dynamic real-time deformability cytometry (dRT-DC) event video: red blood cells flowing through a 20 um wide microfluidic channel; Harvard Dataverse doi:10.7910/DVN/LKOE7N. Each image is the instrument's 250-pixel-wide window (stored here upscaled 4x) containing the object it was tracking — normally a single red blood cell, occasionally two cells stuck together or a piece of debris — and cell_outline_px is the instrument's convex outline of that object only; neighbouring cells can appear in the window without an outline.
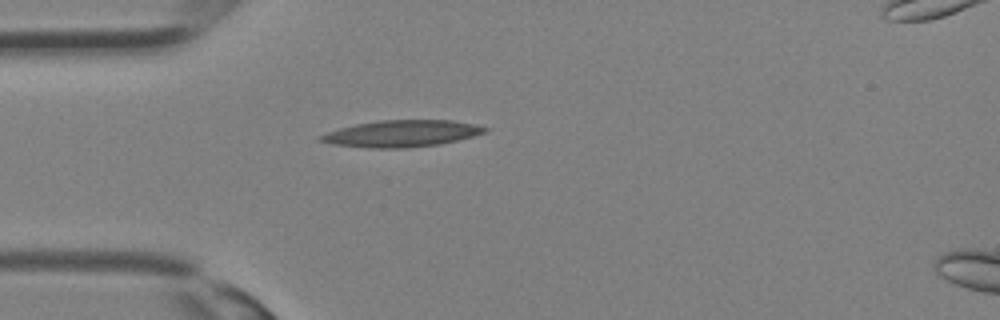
{"species": "Egyptian fruit bat (a non-hibernating species)", "species_latin": "Rousettus aegyptiacus", "temperature_condition": "room temperature", "stored_images_in_passage": 24, "camera_frame_rate_fps": 3000, "um_per_image_px": 0.085, "animal": {"sex": "female"}, "frame": {"image": 1, "passage_image": 1, "time_ms": 0.0, "image_size_px": [1000, 320], "cell_outline_px": [[488, 132], [440, 144], [408, 148], [368, 148], [332, 144], [316, 140], [316, 136], [340, 128], [356, 124], [380, 120], [452, 120], [476, 124], [488, 128]], "centroid_in_image_um": [34.12, 11.35], "position_along_channel_um": 50.9, "area_um2": 25.66}}
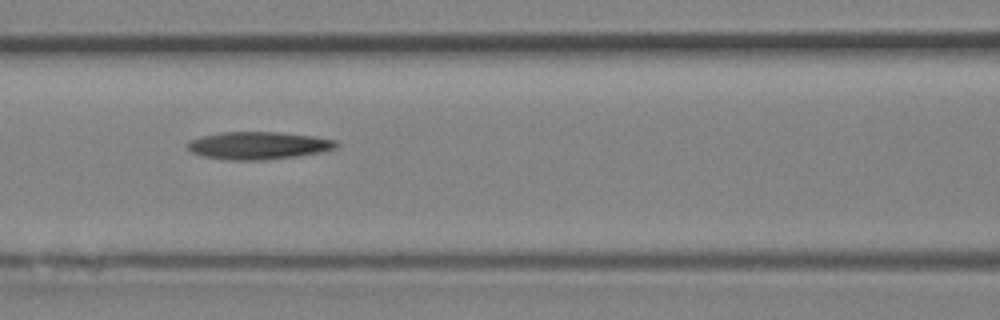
{"frame": {"image": 2, "passage_image": 6, "time_ms": 1.667, "image_size_px": [1000, 320], "cell_outline_px": [[340, 144], [336, 148], [320, 152], [296, 156], [264, 160], [228, 160], [204, 156], [192, 152], [188, 148], [188, 140], [200, 136], [220, 132], [280, 132], [316, 136], [336, 140]], "centroid_in_image_um": [21.98, 12.36], "position_along_channel_um": 144.6, "area_um2": 24.04}}
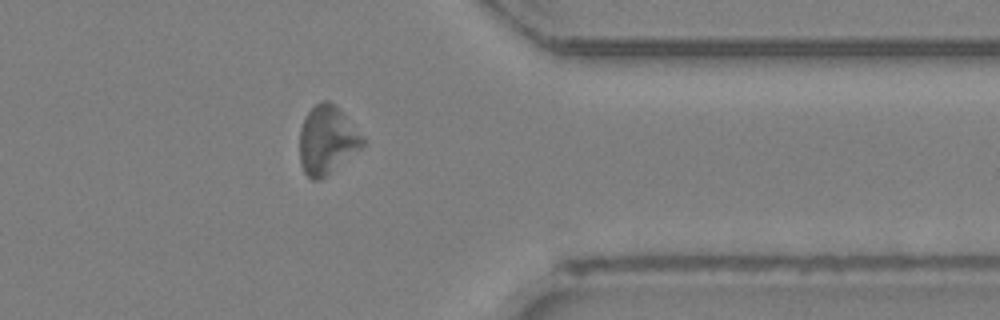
{"frame": {"image": 3, "passage_image": 18, "time_ms": 5.667, "image_size_px": [1000, 320], "cell_outline_px": [[364, 144], [360, 148], [320, 180], [312, 180], [304, 172], [300, 164], [300, 128], [308, 112], [320, 100], [328, 100], [336, 104], [344, 112], [364, 136]], "centroid_in_image_um": [27.8, 11.86], "position_along_channel_um": 383.6, "area_um2": 25.09}}